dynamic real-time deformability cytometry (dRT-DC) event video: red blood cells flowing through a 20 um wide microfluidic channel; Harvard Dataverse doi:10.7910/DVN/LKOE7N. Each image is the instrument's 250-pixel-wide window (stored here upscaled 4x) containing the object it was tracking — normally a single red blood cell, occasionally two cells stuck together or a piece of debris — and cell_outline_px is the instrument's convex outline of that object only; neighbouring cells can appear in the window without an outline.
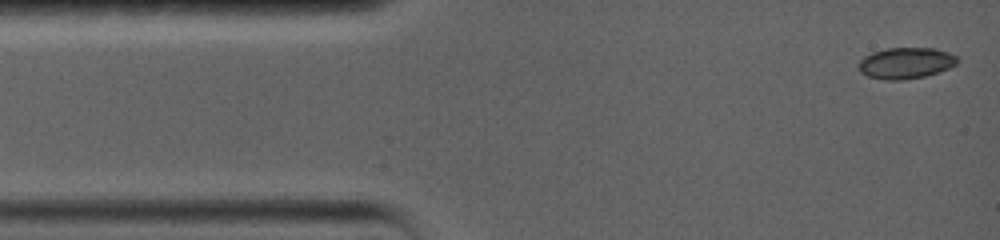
{"species": "common noctule bat (a hibernating species)", "species_latin": "Nyctalus noctula", "temperature_condition": "warm", "stored_images_in_passage": 6, "camera_frame_rate_fps": 5000, "um_per_image_px": 0.085, "animal": {"sex": "female", "body_mass_g": 19.0, "forearm_length_mm": 56.7}, "frame": {"image": 1, "passage_image": 1, "time_ms": 0.0, "image_size_px": [1000, 240], "cell_outline_px": [[960, 60], [956, 64], [948, 68], [924, 76], [904, 80], [884, 80], [868, 76], [860, 72], [860, 60], [864, 56], [872, 52], [888, 48], [936, 48], [948, 52], [956, 56]], "centroid_in_image_um": [77.0, 5.35], "position_along_channel_um": 8.0, "area_um2": 17.86}}
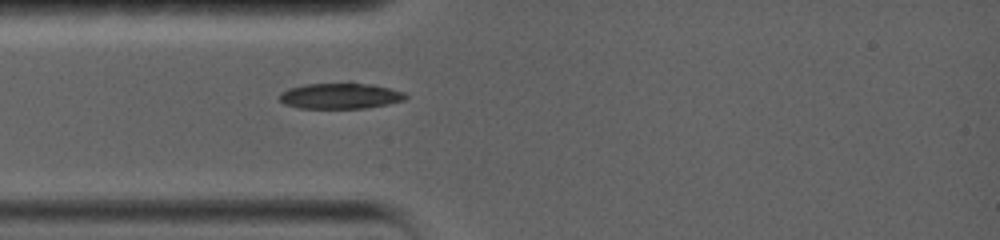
{"frame": {"image": 2, "passage_image": 5, "time_ms": 3.4, "image_size_px": [1000, 240], "cell_outline_px": [[408, 96], [404, 100], [388, 104], [364, 108], [300, 108], [284, 104], [280, 100], [280, 92], [288, 88], [304, 84], [348, 80], [352, 80], [372, 84], [404, 92]], "centroid_in_image_um": [28.91, 8.1], "position_along_channel_um": 56.1, "area_um2": 19.71}}